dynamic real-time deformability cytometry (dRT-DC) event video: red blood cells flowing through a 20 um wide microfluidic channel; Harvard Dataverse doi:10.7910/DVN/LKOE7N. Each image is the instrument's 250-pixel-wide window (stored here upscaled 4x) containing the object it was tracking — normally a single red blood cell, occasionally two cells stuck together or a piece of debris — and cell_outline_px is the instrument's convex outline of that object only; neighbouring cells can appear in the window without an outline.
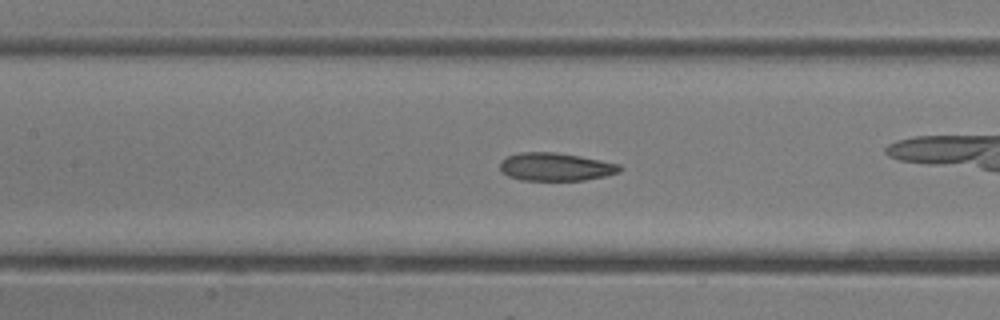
{"species": "common noctule bat (a hibernating species)", "species_latin": "Nyctalus noctula", "temperature_condition": "room temperature", "stored_images_in_passage": 37, "camera_frame_rate_fps": 3000, "um_per_image_px": 0.085, "animal": {"sex": "female"}, "frame": {"image": 1, "passage_image": 16, "time_ms": 5.0, "image_size_px": [1000, 320], "cell_outline_px": [[624, 168], [620, 172], [604, 176], [584, 180], [524, 180], [508, 176], [500, 168], [500, 160], [508, 156], [520, 152], [556, 152], [580, 156], [620, 164]], "centroid_in_image_um": [47.25, 14.17], "position_along_channel_um": 160.1, "area_um2": 19.54}}
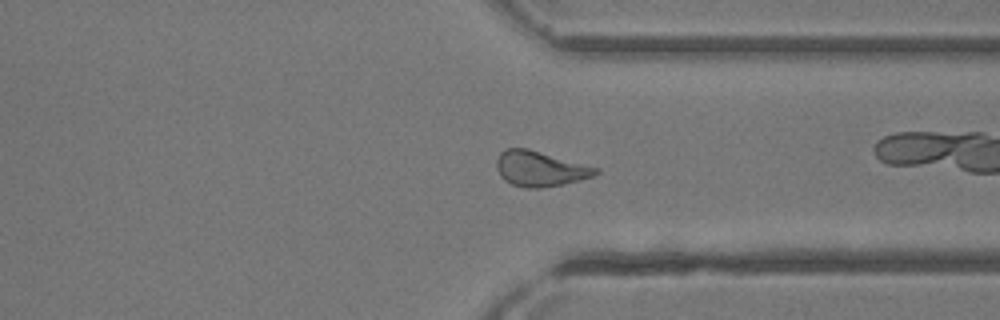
{"frame": {"image": 2, "passage_image": 27, "time_ms": 8.667, "image_size_px": [1000, 320], "cell_outline_px": [[600, 172], [592, 176], [580, 180], [564, 184], [544, 188], [524, 188], [512, 184], [504, 180], [500, 176], [496, 168], [496, 160], [500, 152], [504, 148], [528, 148], [600, 168]], "centroid_in_image_um": [45.89, 14.34], "position_along_channel_um": 365.5, "area_um2": 20.63}}